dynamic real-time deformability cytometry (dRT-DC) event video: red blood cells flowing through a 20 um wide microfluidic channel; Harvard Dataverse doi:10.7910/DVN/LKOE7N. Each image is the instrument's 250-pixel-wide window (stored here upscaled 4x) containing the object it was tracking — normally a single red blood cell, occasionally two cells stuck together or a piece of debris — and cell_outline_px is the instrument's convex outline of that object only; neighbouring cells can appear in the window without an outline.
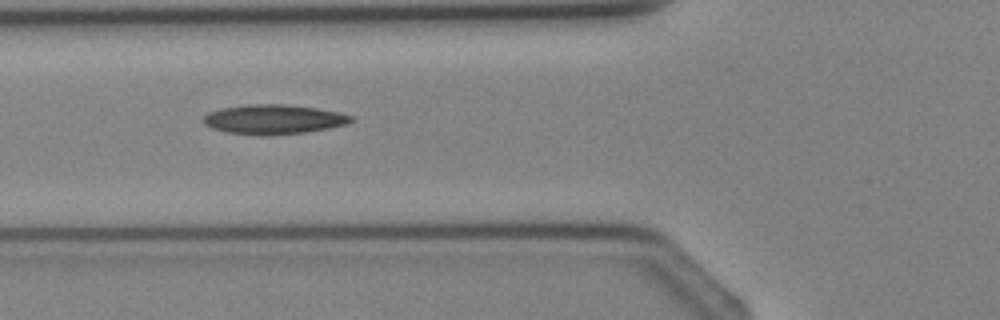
{"species": "Egyptian fruit bat (a non-hibernating species)", "species_latin": "Rousettus aegyptiacus", "temperature_condition": "cold", "stored_images_in_passage": 4, "camera_frame_rate_fps": 3000, "um_per_image_px": 0.085, "animal": {"sex": "female"}, "frame": {"image": 1, "passage_image": 4, "time_ms": 3.667, "image_size_px": [1000, 320], "cell_outline_px": [[352, 120], [348, 124], [308, 132], [268, 136], [260, 136], [228, 132], [212, 128], [204, 124], [204, 116], [208, 112], [220, 108], [248, 104], [284, 104], [316, 108], [336, 112], [352, 116]], "centroid_in_image_um": [23.23, 10.15], "position_along_channel_um": 102.6, "area_um2": 25.49}}